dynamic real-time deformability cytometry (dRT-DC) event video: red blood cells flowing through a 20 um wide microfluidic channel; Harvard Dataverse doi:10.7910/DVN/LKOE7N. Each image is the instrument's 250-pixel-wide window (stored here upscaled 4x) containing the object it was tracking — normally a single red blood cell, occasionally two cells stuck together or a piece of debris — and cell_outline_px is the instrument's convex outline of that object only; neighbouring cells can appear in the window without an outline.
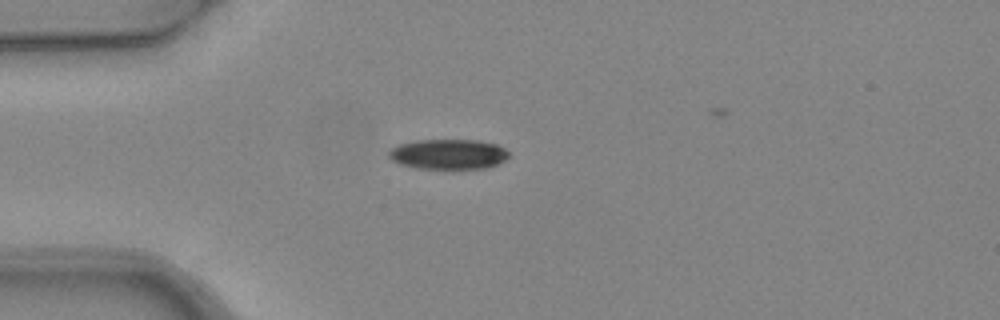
{"species": "common noctule bat (a hibernating species)", "species_latin": "Nyctalus noctula", "temperature_condition": "warm", "stored_images_in_passage": 1, "camera_frame_rate_fps": 3000, "um_per_image_px": 0.085, "animal": {"sex": "female", "body_mass_g": 24.6, "forearm_length_mm": 56.2}, "frame": {"image": 1, "passage_image": 1, "time_ms": 0.0, "image_size_px": [1000, 320], "cell_outline_px": [[512, 156], [500, 164], [488, 168], [416, 168], [400, 164], [392, 160], [388, 156], [388, 152], [392, 148], [400, 144], [416, 140], [476, 140], [496, 144], [504, 148]], "centroid_in_image_um": [38.15, 13.11], "position_along_channel_um": 46.8, "area_um2": 21.15}}